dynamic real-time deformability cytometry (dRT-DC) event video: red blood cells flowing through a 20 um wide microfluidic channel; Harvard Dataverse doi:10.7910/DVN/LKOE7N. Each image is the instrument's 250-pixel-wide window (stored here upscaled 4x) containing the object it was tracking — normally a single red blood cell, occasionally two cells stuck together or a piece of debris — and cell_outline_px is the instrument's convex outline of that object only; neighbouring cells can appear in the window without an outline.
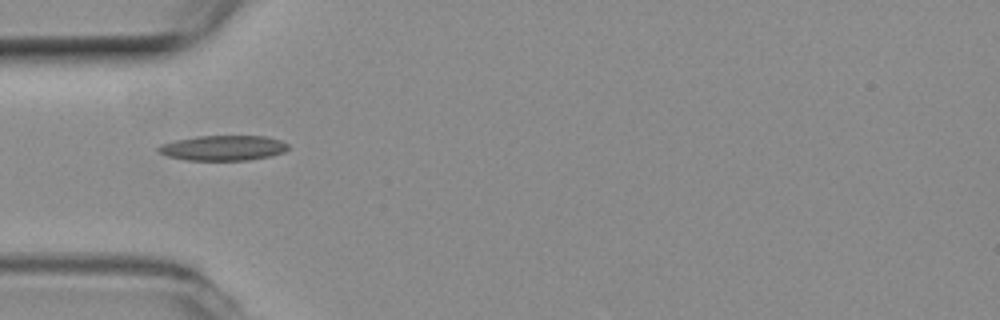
{"species": "common noctule bat (a hibernating species)", "species_latin": "Nyctalus noctula", "temperature_condition": "room temperature", "stored_images_in_passage": 4, "camera_frame_rate_fps": 3000, "um_per_image_px": 0.085, "animal": {"sex": "female", "body_mass_g": 19.3, "forearm_length_mm": 54.1}, "frame": {"image": 1, "passage_image": 2, "time_ms": 0.333, "image_size_px": [1000, 320], "cell_outline_px": [[288, 148], [284, 152], [272, 156], [248, 160], [188, 160], [168, 156], [160, 152], [156, 148], [160, 144], [176, 140], [196, 136], [264, 136], [280, 140], [288, 144]], "centroid_in_image_um": [18.98, 12.57], "position_along_channel_um": 66.0, "area_um2": 18.96}}
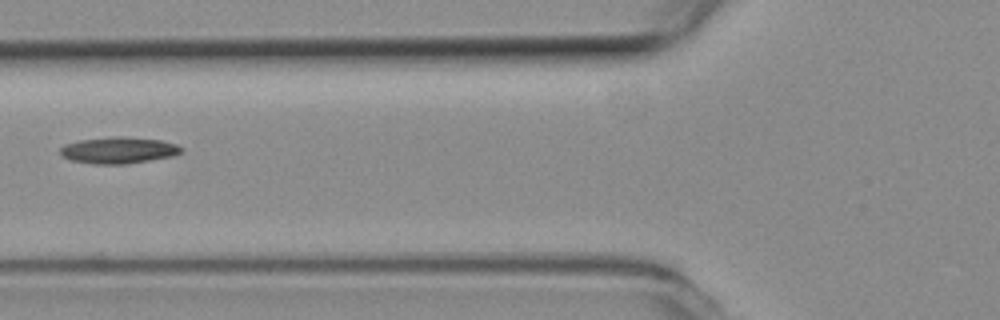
{"frame": {"image": 2, "passage_image": 3, "time_ms": 0.667, "image_size_px": [1000, 320], "cell_outline_px": [[184, 152], [172, 156], [128, 164], [92, 164], [68, 160], [60, 156], [60, 148], [64, 144], [80, 140], [116, 136], [124, 136], [160, 140], [176, 144], [184, 148]], "centroid_in_image_um": [10.06, 12.78], "position_along_channel_um": 115.7, "area_um2": 18.96}}
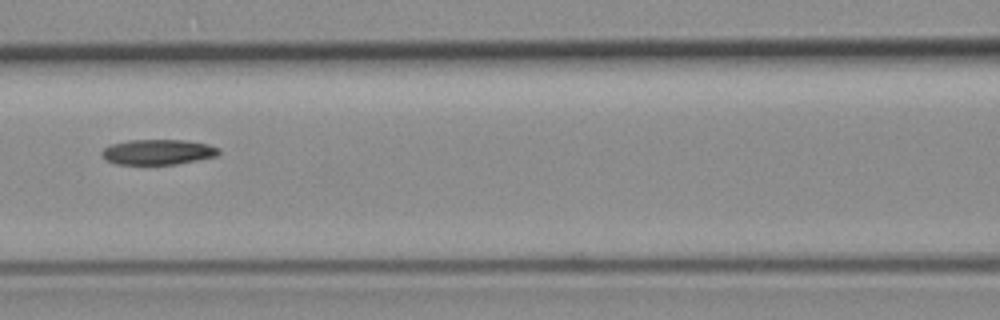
{"frame": {"image": 3, "passage_image": 4, "time_ms": 1.0, "image_size_px": [1000, 320], "cell_outline_px": [[220, 152], [216, 156], [176, 164], [116, 164], [104, 160], [100, 156], [100, 152], [104, 148], [112, 144], [128, 140], [184, 140], [208, 144], [220, 148]], "centroid_in_image_um": [13.38, 12.92], "position_along_channel_um": 153.2, "area_um2": 17.28}}